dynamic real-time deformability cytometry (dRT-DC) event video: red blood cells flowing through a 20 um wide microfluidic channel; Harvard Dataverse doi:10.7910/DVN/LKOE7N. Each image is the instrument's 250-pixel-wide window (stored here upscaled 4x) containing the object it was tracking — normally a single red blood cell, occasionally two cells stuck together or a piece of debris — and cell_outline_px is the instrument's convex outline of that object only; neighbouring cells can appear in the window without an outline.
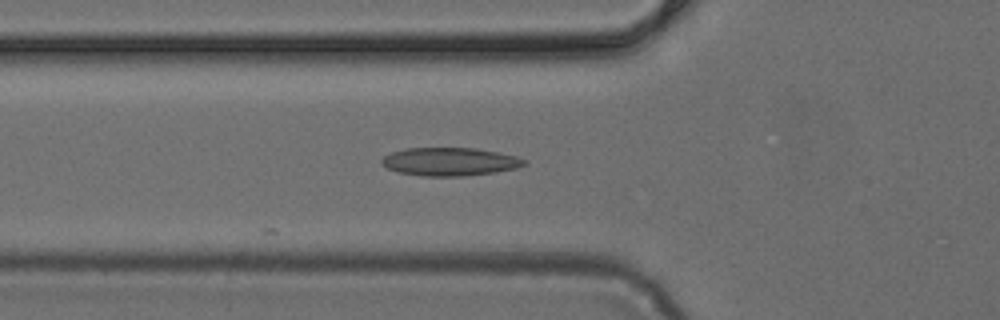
{"species": "common noctule bat (a hibernating species)", "species_latin": "Nyctalus noctula", "temperature_condition": "cold", "stored_images_in_passage": 11, "camera_frame_rate_fps": 3000, "um_per_image_px": 0.085, "animal": {"sex": "female", "body_mass_g": 24.6, "forearm_length_mm": 56.2}, "frame": {"image": 1, "passage_image": 2, "time_ms": 0.333, "image_size_px": [1000, 320], "cell_outline_px": [[524, 164], [516, 168], [496, 172], [464, 176], [420, 176], [396, 172], [380, 164], [380, 160], [384, 156], [392, 152], [408, 148], [476, 148], [516, 156], [524, 160]], "centroid_in_image_um": [38.17, 13.75], "position_along_channel_um": 87.6, "area_um2": 23.35}}
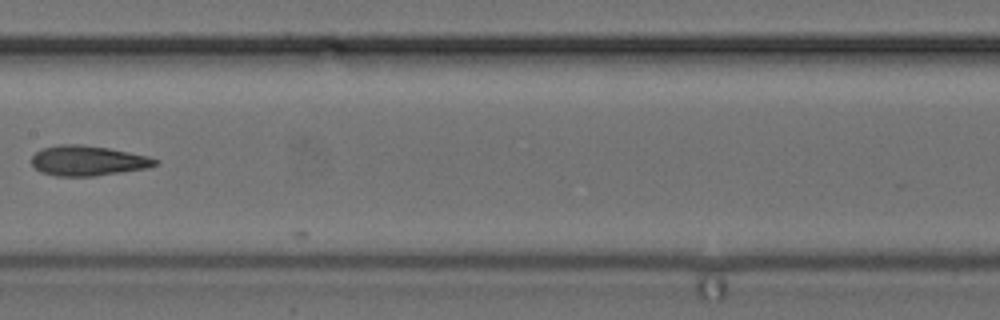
{"frame": {"image": 2, "passage_image": 10, "time_ms": 3.0, "image_size_px": [1000, 320], "cell_outline_px": [[160, 164], [148, 168], [96, 176], [56, 176], [40, 172], [32, 164], [32, 156], [36, 152], [44, 148], [60, 144], [80, 144], [108, 148], [148, 156], [160, 160]], "centroid_in_image_um": [7.5, 13.66], "position_along_channel_um": 199.9, "area_um2": 21.73}}